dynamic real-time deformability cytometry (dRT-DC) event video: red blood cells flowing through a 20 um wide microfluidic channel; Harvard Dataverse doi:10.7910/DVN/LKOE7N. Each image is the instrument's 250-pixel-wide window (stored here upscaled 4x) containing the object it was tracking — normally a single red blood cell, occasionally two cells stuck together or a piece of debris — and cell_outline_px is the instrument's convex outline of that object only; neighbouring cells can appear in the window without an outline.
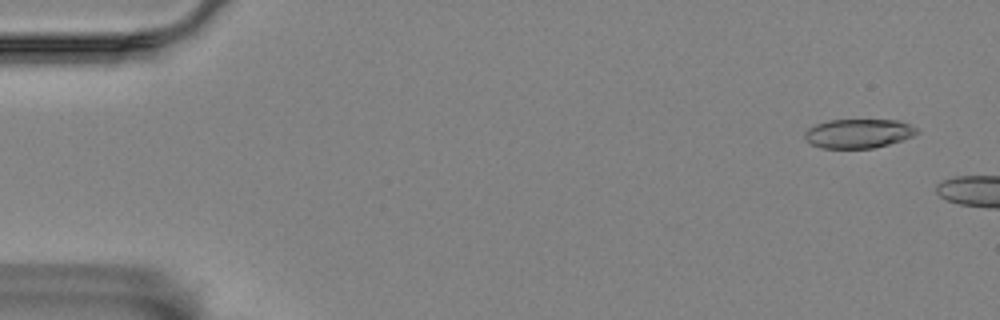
{"species": "Egyptian fruit bat (a non-hibernating species)", "species_latin": "Rousettus aegyptiacus", "temperature_condition": "room temperature", "stored_images_in_passage": 4, "camera_frame_rate_fps": 3000, "um_per_image_px": 0.085, "animal": {"sex": "female"}, "frame": {"image": 1, "passage_image": 1, "time_ms": 0.0, "image_size_px": [1000, 320], "cell_outline_px": [[920, 132], [912, 136], [888, 144], [872, 148], [820, 148], [804, 140], [804, 132], [808, 128], [816, 124], [828, 120], [900, 120], [916, 128]], "centroid_in_image_um": [72.92, 11.34], "position_along_channel_um": 12.1, "area_um2": 19.02}}
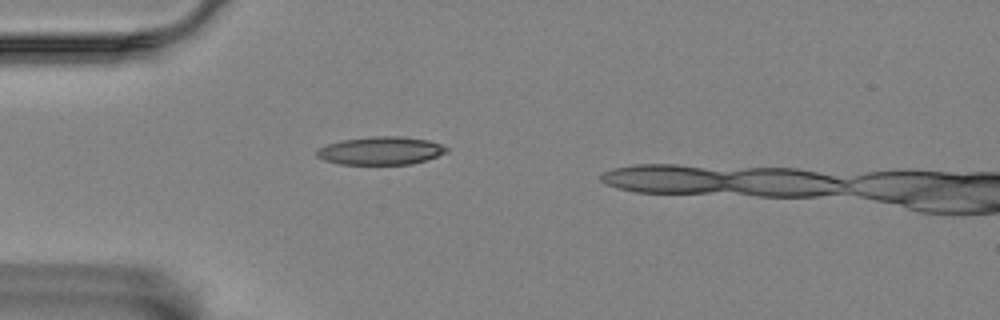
{"frame": {"image": 2, "passage_image": 4, "time_ms": 4.333, "image_size_px": [1000, 320], "cell_outline_px": [[448, 152], [428, 160], [412, 164], [340, 164], [324, 160], [316, 156], [316, 148], [340, 140], [372, 136], [400, 136], [428, 140], [444, 144], [448, 148]], "centroid_in_image_um": [32.39, 12.8], "position_along_channel_um": 52.6, "area_um2": 21.5}}